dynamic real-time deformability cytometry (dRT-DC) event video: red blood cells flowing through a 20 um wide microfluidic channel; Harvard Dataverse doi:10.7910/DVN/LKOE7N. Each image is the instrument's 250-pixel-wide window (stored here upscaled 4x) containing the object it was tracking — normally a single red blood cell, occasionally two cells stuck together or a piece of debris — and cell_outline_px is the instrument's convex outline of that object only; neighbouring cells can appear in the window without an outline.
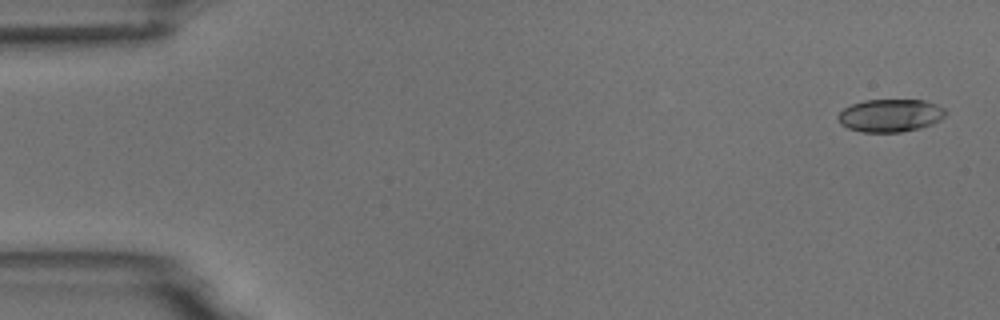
{"species": "common noctule bat (a hibernating species)", "species_latin": "Nyctalus noctula", "temperature_condition": "room temperature", "stored_images_in_passage": 5, "camera_frame_rate_fps": 3000, "um_per_image_px": 0.085, "animal": {"sex": "male", "body_mass_g": 18.8}, "frame": {"image": 1, "passage_image": 1, "time_ms": 0.0, "image_size_px": [1000, 320], "cell_outline_px": [[948, 112], [940, 120], [932, 124], [920, 128], [900, 132], [864, 132], [848, 128], [840, 124], [836, 116], [844, 108], [852, 104], [864, 100], [924, 100], [936, 104], [944, 108]], "centroid_in_image_um": [75.68, 9.81], "position_along_channel_um": 9.3, "area_um2": 20.63}}
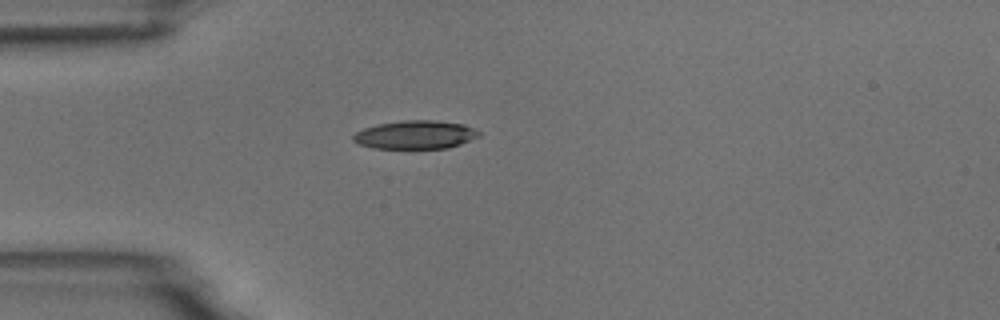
{"frame": {"image": 2, "passage_image": 4, "time_ms": 4.333, "image_size_px": [1000, 320], "cell_outline_px": [[480, 136], [460, 144], [448, 148], [372, 148], [360, 144], [352, 140], [352, 136], [356, 132], [364, 128], [376, 124], [400, 120], [436, 120], [464, 124], [480, 132]], "centroid_in_image_um": [35.29, 11.44], "position_along_channel_um": 49.7, "area_um2": 20.87}}